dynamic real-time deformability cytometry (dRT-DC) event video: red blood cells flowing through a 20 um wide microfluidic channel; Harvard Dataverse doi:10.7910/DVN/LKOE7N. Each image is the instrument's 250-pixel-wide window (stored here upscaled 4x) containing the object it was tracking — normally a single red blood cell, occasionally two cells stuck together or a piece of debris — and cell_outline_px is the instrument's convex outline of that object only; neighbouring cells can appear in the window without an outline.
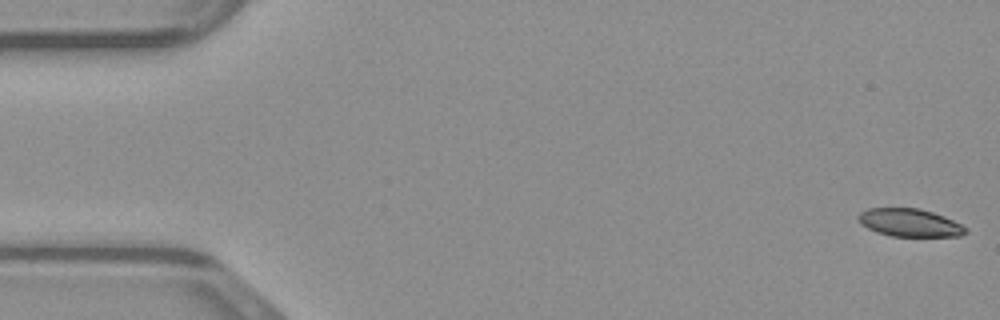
{"species": "common noctule bat (a hibernating species)", "species_latin": "Nyctalus noctula", "temperature_condition": "warm", "stored_images_in_passage": 48, "camera_frame_rate_fps": 3000, "um_per_image_px": 0.085, "animal": {"sex": "male", "body_mass_g": 23.1, "forearm_length_mm": 52.7}, "frame": {"image": 1, "passage_image": 1, "time_ms": 0.0, "image_size_px": [1000, 320], "cell_outline_px": [[968, 232], [960, 236], [892, 236], [876, 232], [860, 224], [856, 220], [856, 216], [860, 212], [868, 208], [920, 208], [944, 216], [968, 228]], "centroid_in_image_um": [77.29, 18.92], "position_along_channel_um": 7.7, "area_um2": 17.57}}
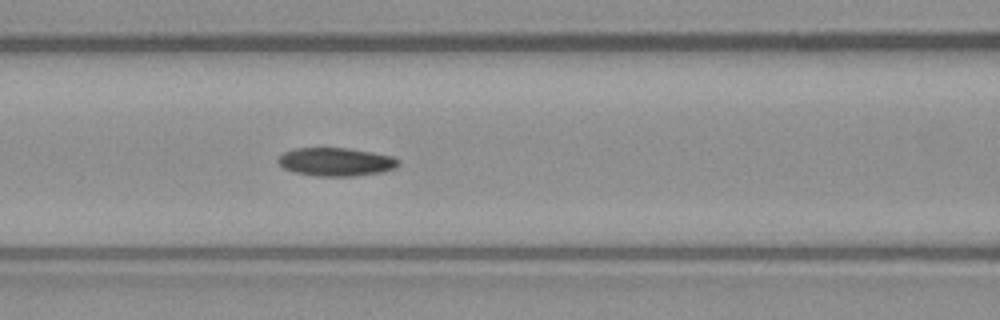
{"frame": {"image": 2, "passage_image": 20, "time_ms": 6.333, "image_size_px": [1000, 320], "cell_outline_px": [[400, 164], [396, 168], [380, 172], [356, 176], [316, 176], [296, 172], [284, 168], [276, 160], [284, 152], [292, 148], [348, 148], [372, 152], [392, 156], [400, 160]], "centroid_in_image_um": [28.57, 13.75], "position_along_channel_um": 138.0, "area_um2": 19.88}}
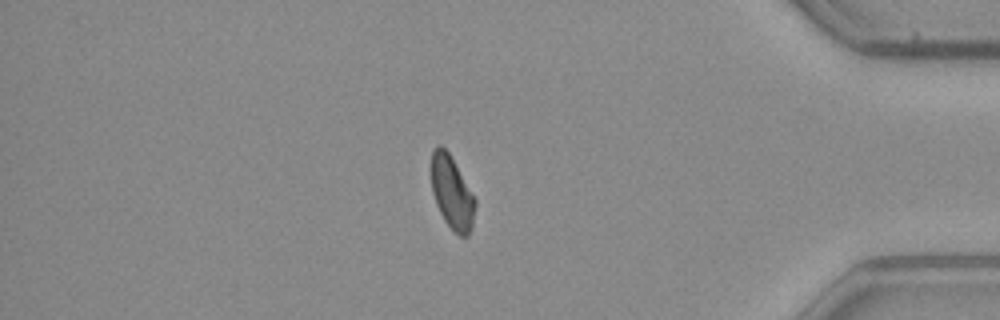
{"frame": {"image": 3, "passage_image": 41, "time_ms": 13.333, "image_size_px": [1000, 320], "cell_outline_px": [[476, 204], [472, 228], [468, 236], [460, 236], [444, 220], [436, 204], [432, 192], [432, 148], [436, 144], [440, 144], [448, 152], [476, 200]], "centroid_in_image_um": [38.41, 16.37], "position_along_channel_um": 396.8, "area_um2": 18.38}}